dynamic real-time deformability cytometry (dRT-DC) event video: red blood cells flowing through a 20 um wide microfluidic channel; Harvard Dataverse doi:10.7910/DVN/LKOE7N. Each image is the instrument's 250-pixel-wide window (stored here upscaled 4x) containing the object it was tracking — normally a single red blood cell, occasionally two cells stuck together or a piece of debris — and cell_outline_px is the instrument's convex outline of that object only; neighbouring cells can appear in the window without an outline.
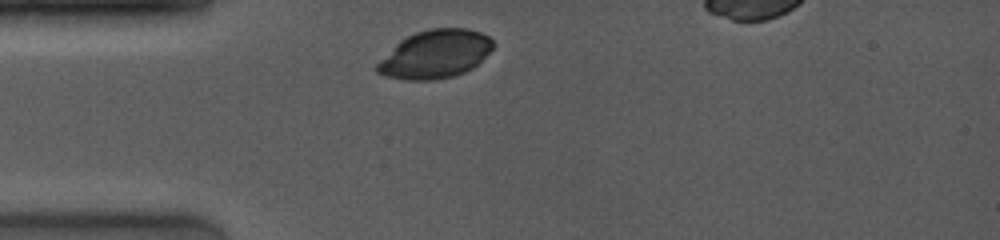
{"species": "common noctule bat (a hibernating species)", "species_latin": "Nyctalus noctula", "temperature_condition": "room temperature", "stored_images_in_passage": 4, "camera_frame_rate_fps": 4000, "um_per_image_px": 0.085, "animal": {"sex": "female", "body_mass_g": 19.0, "forearm_length_mm": 53.3}, "frame": {"image": 1, "passage_image": 1, "time_ms": 0.0, "image_size_px": [1000, 240], "cell_outline_px": [[496, 44], [472, 68], [464, 72], [452, 76], [432, 80], [404, 80], [384, 76], [376, 72], [376, 64], [400, 40], [416, 32], [432, 28], [468, 28], [480, 32], [488, 36]], "centroid_in_image_um": [36.97, 4.6], "position_along_channel_um": 48.0, "area_um2": 32.37}}